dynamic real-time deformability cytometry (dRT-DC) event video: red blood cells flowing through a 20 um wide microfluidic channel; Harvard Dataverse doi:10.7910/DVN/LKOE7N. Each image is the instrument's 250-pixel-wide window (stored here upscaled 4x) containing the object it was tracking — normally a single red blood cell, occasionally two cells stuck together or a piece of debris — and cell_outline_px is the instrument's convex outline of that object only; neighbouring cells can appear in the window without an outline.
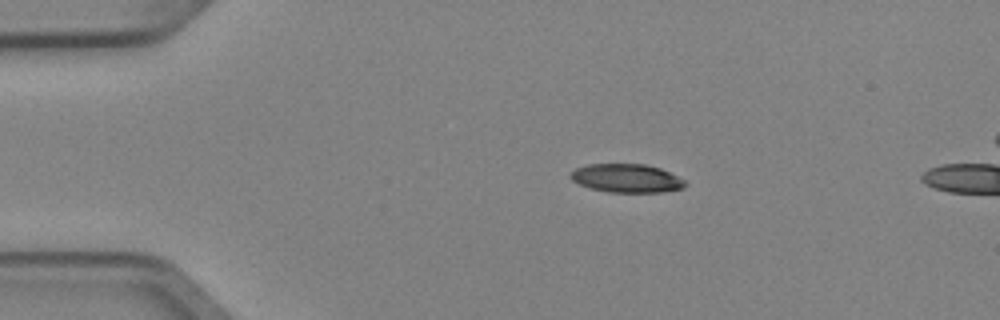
{"species": "Egyptian fruit bat (a non-hibernating species)", "species_latin": "Rousettus aegyptiacus", "temperature_condition": "cold", "stored_images_in_passage": 5, "camera_frame_rate_fps": 3000, "um_per_image_px": 0.085, "animal": {"sex": "female"}, "frame": {"image": 1, "passage_image": 2, "time_ms": 0.333, "image_size_px": [1000, 320], "cell_outline_px": [[688, 184], [684, 188], [660, 192], [608, 192], [592, 188], [580, 184], [572, 180], [568, 176], [576, 168], [588, 164], [644, 164], [660, 168], [684, 180]], "centroid_in_image_um": [53.26, 15.15], "position_along_channel_um": 31.7, "area_um2": 18.9}}
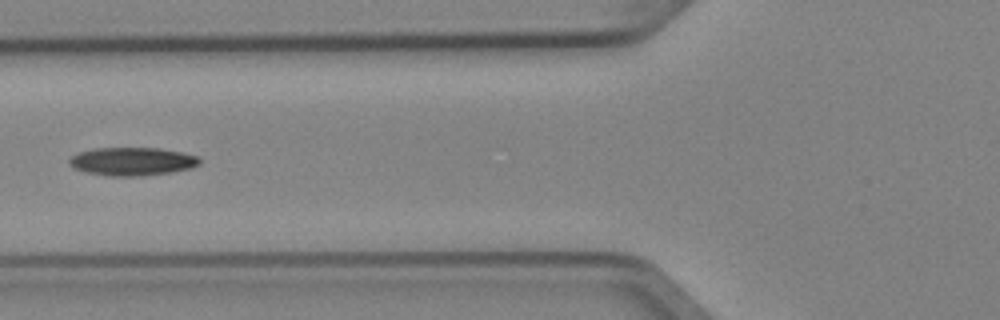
{"frame": {"image": 2, "passage_image": 5, "time_ms": 1.333, "image_size_px": [1000, 320], "cell_outline_px": [[200, 164], [192, 168], [172, 172], [140, 176], [108, 176], [88, 172], [72, 168], [68, 164], [68, 160], [72, 156], [80, 152], [96, 148], [160, 148], [184, 152], [200, 156]], "centroid_in_image_um": [11.28, 13.72], "position_along_channel_um": 114.5, "area_um2": 21.62}}